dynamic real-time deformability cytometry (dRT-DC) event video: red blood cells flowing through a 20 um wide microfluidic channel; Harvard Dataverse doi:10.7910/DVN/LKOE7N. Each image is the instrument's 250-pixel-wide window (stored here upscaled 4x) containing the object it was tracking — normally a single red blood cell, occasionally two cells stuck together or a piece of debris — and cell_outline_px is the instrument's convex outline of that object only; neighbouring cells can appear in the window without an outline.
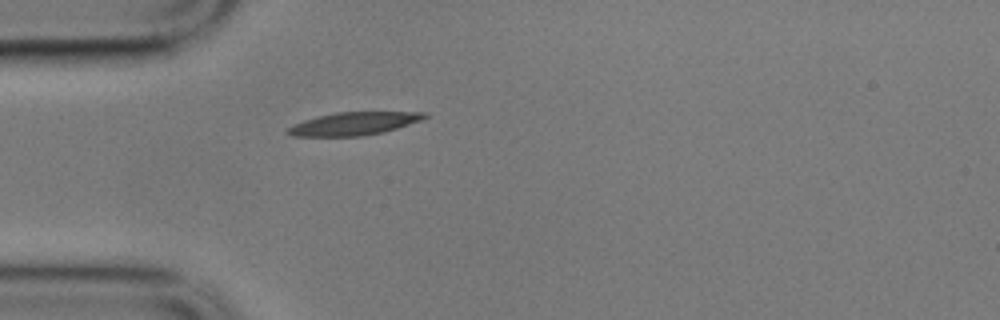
{"species": "common noctule bat (a hibernating species)", "species_latin": "Nyctalus noctula", "temperature_condition": "cold", "stored_images_in_passage": 1, "camera_frame_rate_fps": 3000, "um_per_image_px": 0.085, "animal": {"sex": "male", "body_mass_g": 17.9}, "frame": {"image": 1, "passage_image": 1, "time_ms": 0.0, "image_size_px": [1000, 320], "cell_outline_px": [[428, 116], [420, 120], [384, 132], [360, 136], [292, 136], [284, 132], [288, 128], [304, 120], [336, 112], [424, 112]], "centroid_in_image_um": [30.05, 10.51], "position_along_channel_um": 54.9, "area_um2": 17.98}}